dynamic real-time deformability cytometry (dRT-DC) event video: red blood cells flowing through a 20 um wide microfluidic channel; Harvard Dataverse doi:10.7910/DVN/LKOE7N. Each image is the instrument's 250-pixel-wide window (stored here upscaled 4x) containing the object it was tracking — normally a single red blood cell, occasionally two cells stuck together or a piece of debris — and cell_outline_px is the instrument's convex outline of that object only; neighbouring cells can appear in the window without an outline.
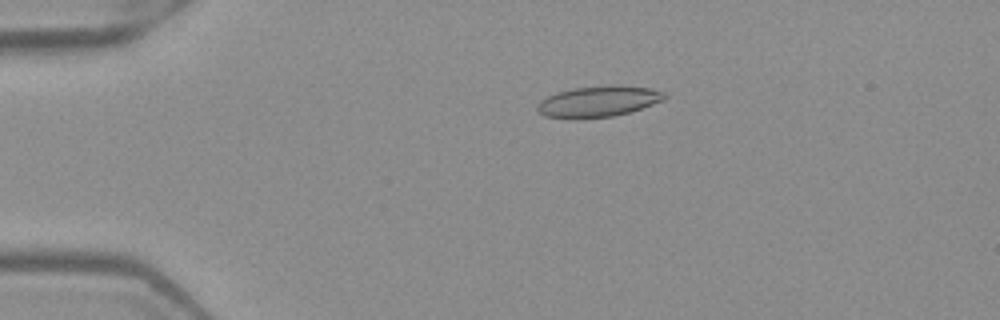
{"species": "Egyptian fruit bat (a non-hibernating species)", "species_latin": "Rousettus aegyptiacus", "temperature_condition": "warm", "stored_images_in_passage": 41, "camera_frame_rate_fps": 3000, "um_per_image_px": 0.085, "frame": {"image": 1, "passage_image": 1, "time_ms": 0.0, "image_size_px": [1000, 320], "cell_outline_px": [[668, 96], [664, 100], [628, 112], [612, 116], [576, 120], [544, 116], [536, 108], [536, 104], [540, 100], [556, 92], [572, 88], [612, 84], [652, 88], [664, 92]], "centroid_in_image_um": [50.83, 8.62], "position_along_channel_um": 34.2, "area_um2": 23.35}}
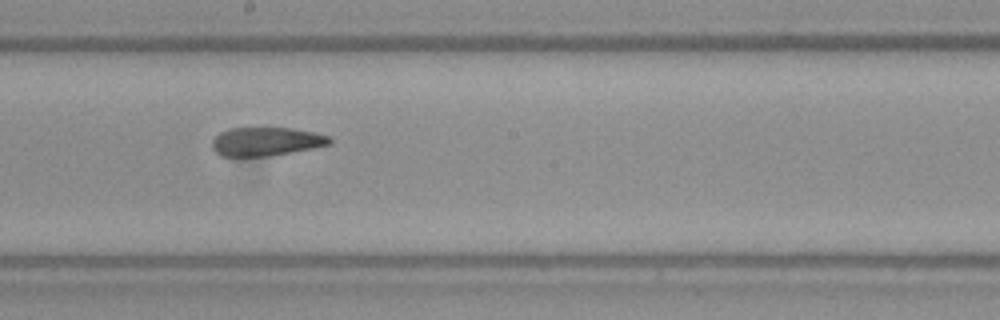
{"frame": {"image": 2, "passage_image": 19, "time_ms": 6.0, "image_size_px": [1000, 320], "cell_outline_px": [[332, 144], [292, 152], [268, 156], [220, 156], [212, 148], [212, 140], [220, 132], [228, 128], [288, 128], [312, 132], [328, 136], [332, 140]], "centroid_in_image_um": [22.59, 12.03], "position_along_channel_um": 225.6, "area_um2": 19.48}}
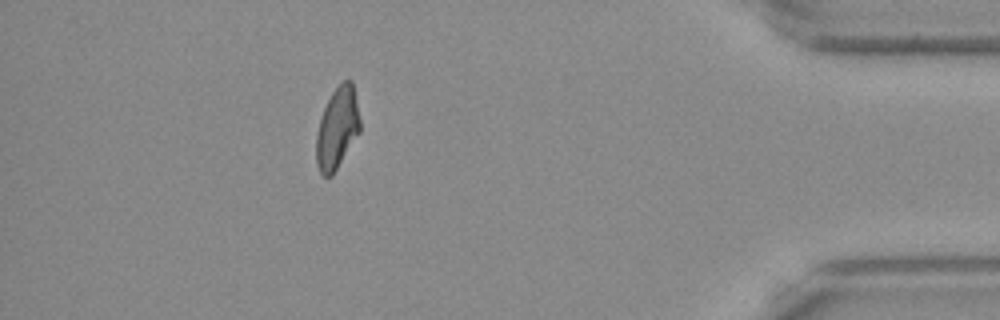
{"frame": {"image": 3, "passage_image": 36, "time_ms": 11.667, "image_size_px": [1000, 320], "cell_outline_px": [[360, 132], [332, 176], [324, 176], [320, 172], [316, 164], [316, 132], [320, 116], [332, 92], [344, 80], [352, 80], [360, 120]], "centroid_in_image_um": [28.65, 10.91], "position_along_channel_um": 406.5, "area_um2": 20.75}, "authors_computed_cell_mechanics": {"area_um2": 21.386, "velocity_mm_per_s": 4.0016, "shape_relaxation_time_tau1_ms": null, "shape_relaxation_time_tau2_ms": 2.2856, "deformation_change_tau1": null, "deformation_change_tau2": 0.1058}}